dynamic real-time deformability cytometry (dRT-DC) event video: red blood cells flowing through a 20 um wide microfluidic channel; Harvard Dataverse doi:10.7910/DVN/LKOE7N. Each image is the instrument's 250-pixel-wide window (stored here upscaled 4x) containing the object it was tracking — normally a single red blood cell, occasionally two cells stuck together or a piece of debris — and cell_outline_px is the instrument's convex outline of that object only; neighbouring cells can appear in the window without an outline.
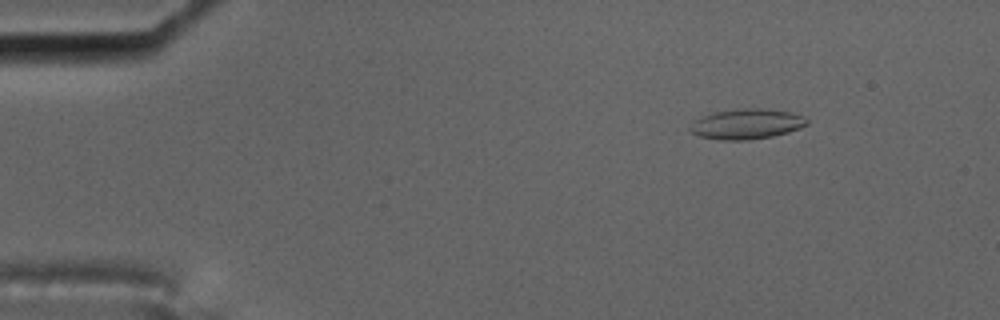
{"species": "common noctule bat (a hibernating species)", "species_latin": "Nyctalus noctula", "temperature_condition": "cold", "stored_images_in_passage": 58, "camera_frame_rate_fps": 3000, "um_per_image_px": 0.085, "animal": {"sex": "male", "body_mass_g": 17.5, "forearm_length_mm": 52.3}, "frame": {"image": 1, "passage_image": 8, "time_ms": 2.333, "image_size_px": [1000, 320], "cell_outline_px": [[808, 124], [800, 128], [788, 132], [772, 136], [748, 140], [720, 140], [700, 136], [692, 132], [692, 128], [696, 120], [704, 116], [716, 112], [740, 108], [760, 108], [792, 112], [808, 120]], "centroid_in_image_um": [63.52, 10.54], "position_along_channel_um": 21.5, "area_um2": 20.17}}
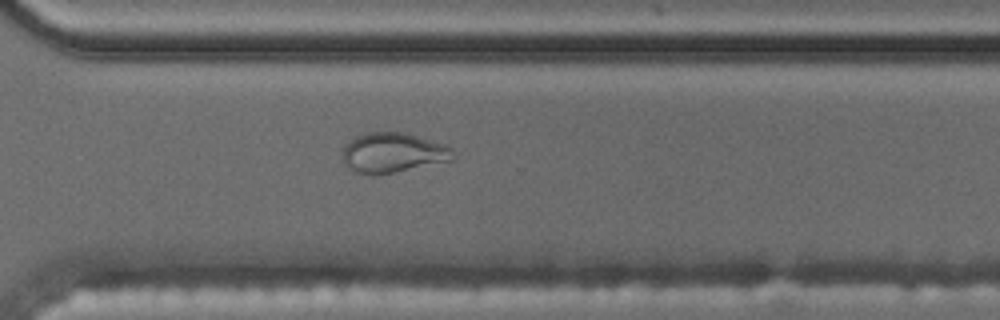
{"frame": {"image": 2, "passage_image": 42, "time_ms": 13.667, "image_size_px": [1000, 320], "cell_outline_px": [[456, 156], [452, 160], [372, 176], [356, 172], [348, 168], [344, 164], [344, 144], [348, 140], [356, 136], [368, 132], [404, 132], [444, 144], [452, 148]], "centroid_in_image_um": [33.38, 12.97], "position_along_channel_um": 337.2, "area_um2": 25.66}}
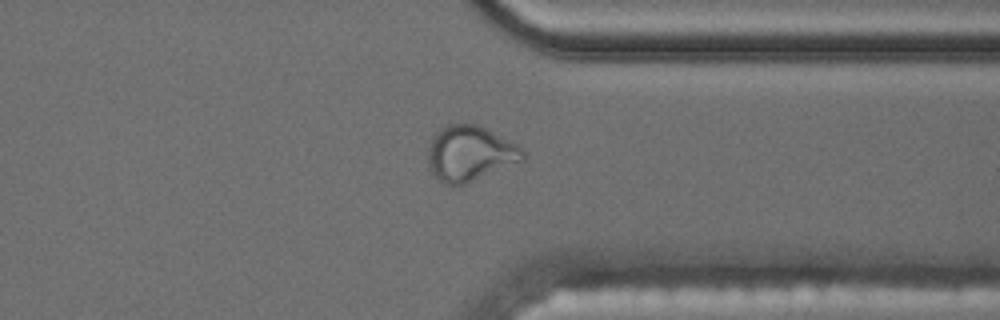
{"frame": {"image": 3, "passage_image": 45, "time_ms": 14.667, "image_size_px": [1000, 320], "cell_outline_px": [[524, 160], [464, 184], [444, 184], [428, 168], [428, 144], [432, 136], [440, 128], [448, 124], [476, 124], [524, 148]], "centroid_in_image_um": [39.91, 13.03], "position_along_channel_um": 371.5, "area_um2": 30.29}}